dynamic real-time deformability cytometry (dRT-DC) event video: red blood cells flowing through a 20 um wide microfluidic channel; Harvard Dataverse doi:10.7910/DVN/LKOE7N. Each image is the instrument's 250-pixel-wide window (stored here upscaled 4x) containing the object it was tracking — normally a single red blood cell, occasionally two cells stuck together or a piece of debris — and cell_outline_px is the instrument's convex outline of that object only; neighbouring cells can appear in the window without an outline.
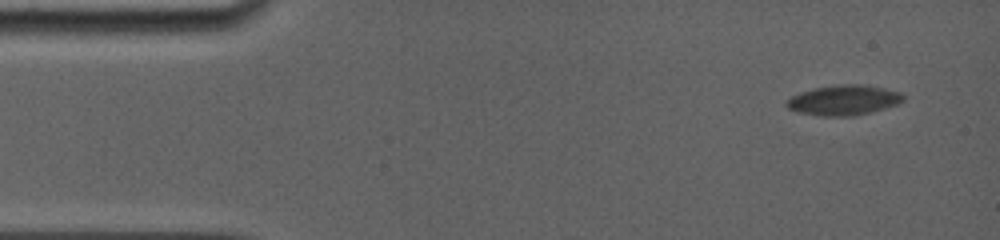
{"species": "common noctule bat (a hibernating species)", "species_latin": "Nyctalus noctula", "temperature_condition": "room temperature", "stored_images_in_passage": 6, "camera_frame_rate_fps": 5000, "um_per_image_px": 0.085, "animal": {"sex": "female", "body_mass_g": 19.0, "forearm_length_mm": 56.7}, "frame": {"image": 1, "passage_image": 1, "time_ms": 0.0, "image_size_px": [1000, 240], "cell_outline_px": [[904, 100], [896, 104], [872, 112], [852, 116], [820, 116], [800, 112], [788, 108], [784, 104], [784, 100], [800, 92], [816, 88], [840, 84], [864, 84], [900, 92], [904, 96]], "centroid_in_image_um": [71.69, 8.51], "position_along_channel_um": 13.3, "area_um2": 20.4}}
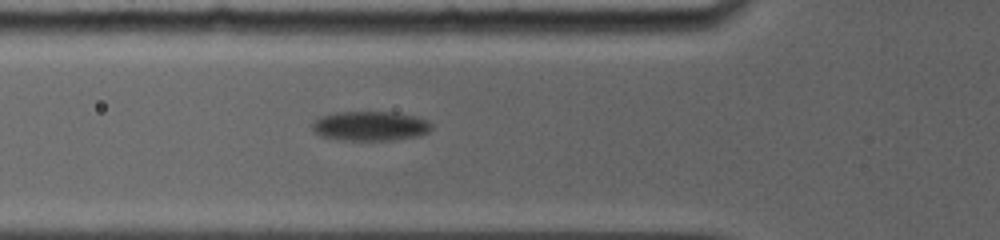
{"frame": {"image": 2, "passage_image": 6, "time_ms": 5.4, "image_size_px": [1000, 240], "cell_outline_px": [[432, 128], [428, 132], [416, 136], [392, 140], [356, 140], [324, 136], [316, 132], [312, 128], [312, 120], [320, 116], [336, 112], [396, 112], [416, 116], [428, 120], [432, 124]], "centroid_in_image_um": [31.51, 10.68], "position_along_channel_um": 94.3, "area_um2": 20.35}}